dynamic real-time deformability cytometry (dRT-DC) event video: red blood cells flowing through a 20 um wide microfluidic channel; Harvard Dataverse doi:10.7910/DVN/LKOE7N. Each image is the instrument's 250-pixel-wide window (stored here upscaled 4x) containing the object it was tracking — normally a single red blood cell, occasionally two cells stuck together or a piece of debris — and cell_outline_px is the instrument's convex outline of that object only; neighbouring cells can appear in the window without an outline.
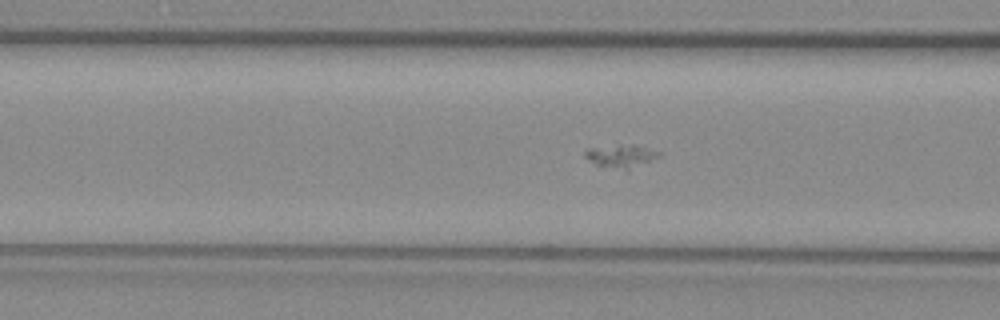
{"species": "common noctule bat (a hibernating species)", "species_latin": "Nyctalus noctula", "temperature_condition": "warm", "stored_images_in_passage": 34, "camera_frame_rate_fps": 3000, "um_per_image_px": 0.085, "animal": {"sex": "female", "body_mass_g": 29.2, "forearm_length_mm": 56.3}, "frame": {"image": 1, "passage_image": 7, "time_ms": 2.0, "image_size_px": [1000, 320], "cell_outline_px": [[660, 156], [628, 172], [596, 164], [588, 160], [584, 156], [584, 152], [588, 148], [632, 144], [660, 152]], "centroid_in_image_um": [52.79, 13.3], "position_along_channel_um": 113.8, "area_um2": 10.0}}
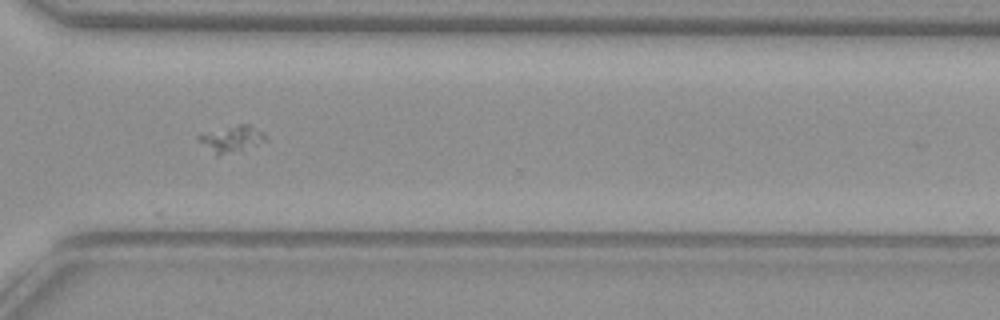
{"frame": {"image": 2, "passage_image": 25, "time_ms": 8.0, "image_size_px": [1000, 320], "cell_outline_px": [[268, 140], [256, 144], [216, 156], [196, 140], [196, 136], [200, 132], [236, 124], [248, 124], [264, 132], [268, 136]], "centroid_in_image_um": [19.62, 11.76], "position_along_channel_um": 351.0, "area_um2": 10.46}}